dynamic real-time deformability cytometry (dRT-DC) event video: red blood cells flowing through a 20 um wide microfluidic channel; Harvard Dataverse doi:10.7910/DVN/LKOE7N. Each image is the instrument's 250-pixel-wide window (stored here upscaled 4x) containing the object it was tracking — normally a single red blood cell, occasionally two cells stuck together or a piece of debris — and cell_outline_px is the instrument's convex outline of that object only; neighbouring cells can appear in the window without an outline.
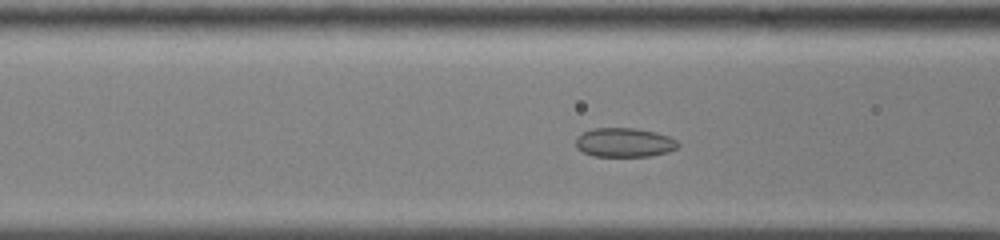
{"species": "common noctule bat (a hibernating species)", "species_latin": "Nyctalus noctula", "temperature_condition": "cold", "stored_images_in_passage": 48, "camera_frame_rate_fps": 3000, "um_per_image_px": 0.085, "animal": {"sex": "male", "body_mass_g": 13.0, "forearm_length_mm": 53.1}, "frame": {"image": 1, "passage_image": 14, "time_ms": 4.333, "image_size_px": [1000, 240], "cell_outline_px": [[680, 144], [676, 148], [668, 152], [648, 156], [592, 156], [576, 148], [576, 136], [592, 128], [636, 128], [656, 132], [668, 136], [676, 140]], "centroid_in_image_um": [53.06, 12.11], "position_along_channel_um": 113.5, "area_um2": 17.4}}
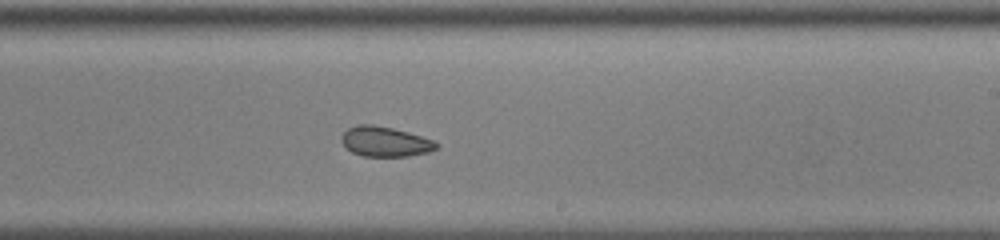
{"frame": {"image": 2, "passage_image": 26, "time_ms": 8.333, "image_size_px": [1000, 240], "cell_outline_px": [[440, 144], [436, 148], [428, 152], [408, 156], [364, 156], [352, 152], [340, 140], [340, 136], [348, 128], [360, 124], [372, 124], [392, 128], [408, 132], [432, 140]], "centroid_in_image_um": [32.72, 12.03], "position_along_channel_um": 256.3, "area_um2": 16.42}}
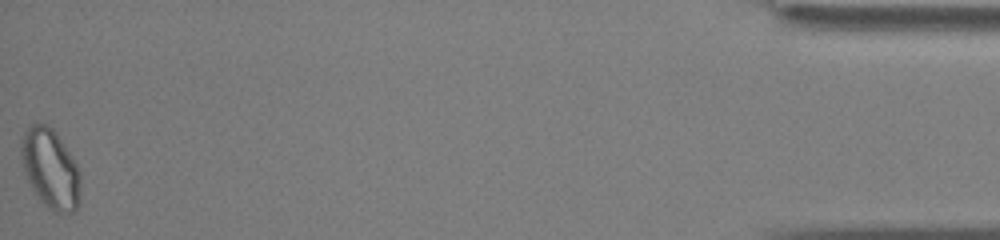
{"frame": {"image": 3, "passage_image": 48, "time_ms": 15.667, "image_size_px": [1000, 240], "cell_outline_px": [[80, 204], [72, 212], [52, 212], [36, 196], [24, 172], [20, 156], [20, 144], [24, 132], [28, 124], [32, 120], [48, 124], [56, 132], [76, 164], [80, 172]], "centroid_in_image_um": [4.26, 14.3], "position_along_channel_um": 430.9, "area_um2": 27.98}, "authors_computed_cell_mechanics": {"area_um2": 18.5249, "velocity_mm_per_s": 3.5743, "shape_relaxation_time_tau1_ms": 9.1676, "shape_relaxation_time_tau2_ms": 7.6921, "deformation_change_tau1": 0.0725, "deformation_change_tau2": 0.0808}}